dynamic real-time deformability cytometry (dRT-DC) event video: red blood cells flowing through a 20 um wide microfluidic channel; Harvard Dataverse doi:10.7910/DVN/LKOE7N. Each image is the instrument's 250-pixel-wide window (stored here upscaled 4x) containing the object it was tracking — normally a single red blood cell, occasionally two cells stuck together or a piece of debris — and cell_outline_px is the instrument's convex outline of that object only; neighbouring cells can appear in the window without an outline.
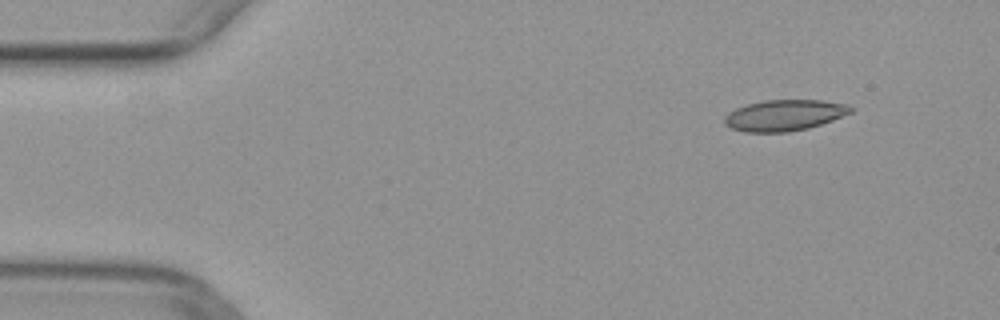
{"species": "common noctule bat (a hibernating species)", "species_latin": "Nyctalus noctula", "temperature_condition": "warm", "stored_images_in_passage": 46, "camera_frame_rate_fps": 3000, "um_per_image_px": 0.085, "animal": {"sex": "female", "body_mass_g": 29.2, "forearm_length_mm": 56.3}, "frame": {"image": 1, "passage_image": 2, "time_ms": 0.333, "image_size_px": [1000, 320], "cell_outline_px": [[852, 112], [832, 120], [808, 128], [788, 132], [744, 132], [732, 128], [724, 124], [724, 116], [728, 112], [736, 108], [748, 104], [764, 100], [820, 100], [844, 104], [852, 108]], "centroid_in_image_um": [66.62, 9.8], "position_along_channel_um": 18.4, "area_um2": 22.66}}
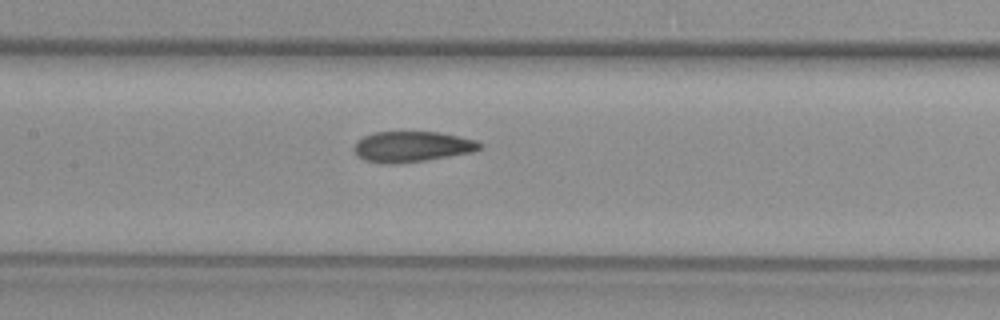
{"frame": {"image": 2, "passage_image": 20, "time_ms": 6.333, "image_size_px": [1000, 320], "cell_outline_px": [[484, 144], [480, 148], [472, 152], [424, 160], [392, 164], [384, 164], [364, 160], [352, 148], [364, 136], [376, 132], [440, 132], [476, 140]], "centroid_in_image_um": [35.04, 12.46], "position_along_channel_um": 172.4, "area_um2": 22.14}}
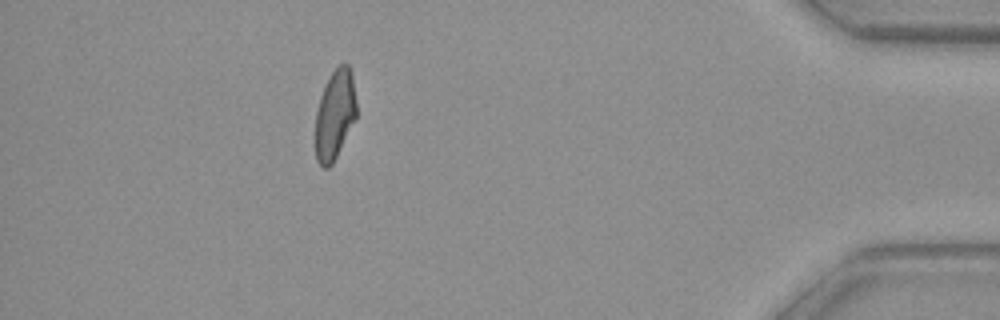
{"frame": {"image": 3, "passage_image": 41, "time_ms": 13.333, "image_size_px": [1000, 320], "cell_outline_px": [[356, 120], [332, 164], [328, 168], [324, 168], [316, 160], [316, 112], [320, 96], [332, 72], [340, 64], [348, 64], [352, 72], [356, 100]], "centroid_in_image_um": [28.48, 9.75], "position_along_channel_um": 406.7, "area_um2": 21.39}}